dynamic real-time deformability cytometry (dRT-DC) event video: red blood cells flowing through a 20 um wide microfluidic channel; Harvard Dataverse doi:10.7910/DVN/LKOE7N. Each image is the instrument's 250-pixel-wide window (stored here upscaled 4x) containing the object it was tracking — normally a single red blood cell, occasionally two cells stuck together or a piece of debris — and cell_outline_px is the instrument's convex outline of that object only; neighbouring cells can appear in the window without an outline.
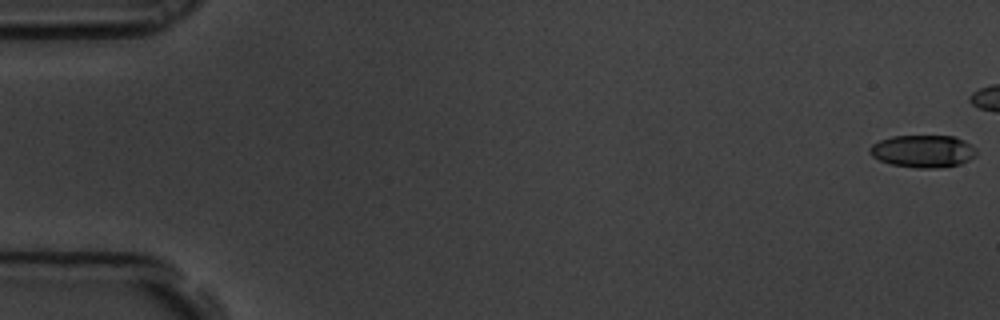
{"species": "common noctule bat (a hibernating species)", "species_latin": "Nyctalus noctula", "temperature_condition": "room temperature", "stored_images_in_passage": 44, "camera_frame_rate_fps": 3000, "um_per_image_px": 0.085, "animal": {"sex": "male", "body_mass_g": 19.5, "forearm_length_mm": 54.6}, "frame": {"image": 1, "passage_image": 1, "time_ms": 0.0, "image_size_px": [1000, 320], "cell_outline_px": [[976, 156], [960, 164], [936, 168], [916, 168], [892, 164], [880, 160], [872, 156], [868, 152], [868, 148], [872, 144], [880, 140], [892, 136], [952, 136], [964, 140], [976, 148]], "centroid_in_image_um": [78.44, 12.85], "position_along_channel_um": 6.6, "area_um2": 20.17}}
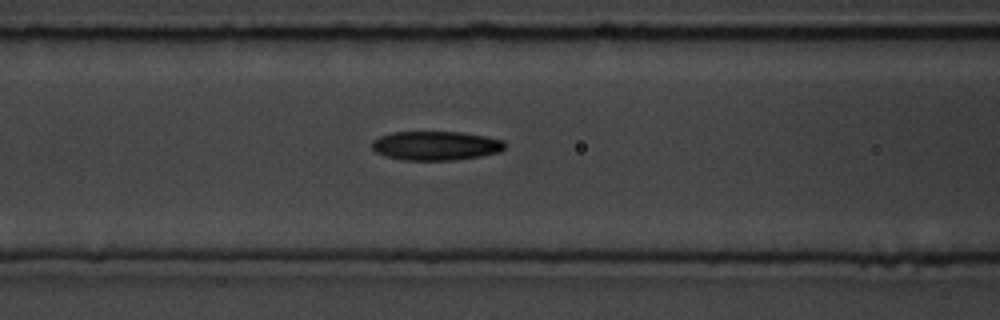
{"frame": {"image": 2, "passage_image": 25, "time_ms": 8.0, "image_size_px": [1000, 320], "cell_outline_px": [[504, 148], [500, 152], [480, 156], [452, 160], [400, 160], [384, 156], [376, 152], [372, 148], [372, 140], [380, 136], [392, 132], [464, 132], [488, 136], [504, 140]], "centroid_in_image_um": [37.03, 12.38], "position_along_channel_um": 129.6, "area_um2": 22.72}}
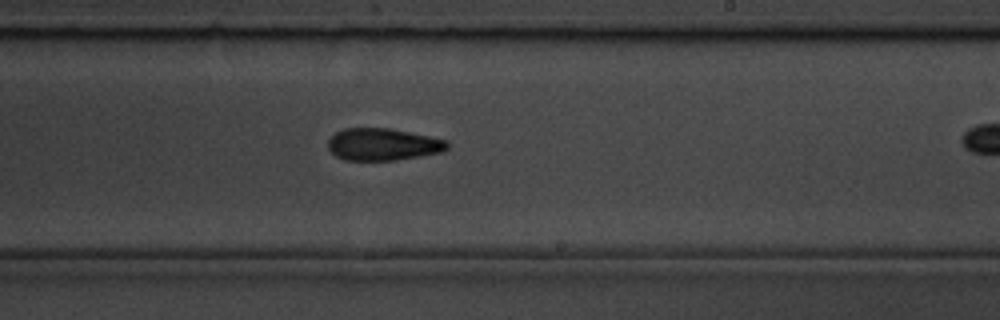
{"frame": {"image": 3, "passage_image": 36, "time_ms": 11.667, "image_size_px": [1000, 320], "cell_outline_px": [[448, 148], [444, 152], [396, 160], [344, 160], [336, 156], [328, 148], [328, 140], [336, 132], [344, 128], [392, 128], [448, 140]], "centroid_in_image_um": [32.57, 12.27], "position_along_channel_um": 256.4, "area_um2": 22.48}}